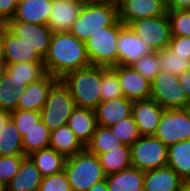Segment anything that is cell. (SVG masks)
Here are the masks:
<instances>
[{
  "label": "cell",
  "mask_w": 190,
  "mask_h": 191,
  "mask_svg": "<svg viewBox=\"0 0 190 191\" xmlns=\"http://www.w3.org/2000/svg\"><path fill=\"white\" fill-rule=\"evenodd\" d=\"M46 72L58 79L67 73L90 66L85 42L70 32L53 33L46 57Z\"/></svg>",
  "instance_id": "6da1fadb"
},
{
  "label": "cell",
  "mask_w": 190,
  "mask_h": 191,
  "mask_svg": "<svg viewBox=\"0 0 190 191\" xmlns=\"http://www.w3.org/2000/svg\"><path fill=\"white\" fill-rule=\"evenodd\" d=\"M68 87L76 107L94 110L101 102V66L90 65L61 78Z\"/></svg>",
  "instance_id": "7a4b0ae2"
},
{
  "label": "cell",
  "mask_w": 190,
  "mask_h": 191,
  "mask_svg": "<svg viewBox=\"0 0 190 191\" xmlns=\"http://www.w3.org/2000/svg\"><path fill=\"white\" fill-rule=\"evenodd\" d=\"M117 19V1L103 0L95 4L84 5L69 32L85 42L92 34L111 26Z\"/></svg>",
  "instance_id": "3957f363"
},
{
  "label": "cell",
  "mask_w": 190,
  "mask_h": 191,
  "mask_svg": "<svg viewBox=\"0 0 190 191\" xmlns=\"http://www.w3.org/2000/svg\"><path fill=\"white\" fill-rule=\"evenodd\" d=\"M64 172L72 191H88L95 183L106 179L98 156L86 149L66 159Z\"/></svg>",
  "instance_id": "277c9868"
},
{
  "label": "cell",
  "mask_w": 190,
  "mask_h": 191,
  "mask_svg": "<svg viewBox=\"0 0 190 191\" xmlns=\"http://www.w3.org/2000/svg\"><path fill=\"white\" fill-rule=\"evenodd\" d=\"M125 25L117 19L85 41L86 54L91 65L113 67L118 65L117 42Z\"/></svg>",
  "instance_id": "5b68a950"
},
{
  "label": "cell",
  "mask_w": 190,
  "mask_h": 191,
  "mask_svg": "<svg viewBox=\"0 0 190 191\" xmlns=\"http://www.w3.org/2000/svg\"><path fill=\"white\" fill-rule=\"evenodd\" d=\"M75 107L68 87L61 79H58L51 86L45 104L40 111L41 120L50 131L56 130L67 124Z\"/></svg>",
  "instance_id": "8992f818"
},
{
  "label": "cell",
  "mask_w": 190,
  "mask_h": 191,
  "mask_svg": "<svg viewBox=\"0 0 190 191\" xmlns=\"http://www.w3.org/2000/svg\"><path fill=\"white\" fill-rule=\"evenodd\" d=\"M130 150L134 168L147 171L167 166L168 147L154 135L140 136Z\"/></svg>",
  "instance_id": "52a82bcc"
},
{
  "label": "cell",
  "mask_w": 190,
  "mask_h": 191,
  "mask_svg": "<svg viewBox=\"0 0 190 191\" xmlns=\"http://www.w3.org/2000/svg\"><path fill=\"white\" fill-rule=\"evenodd\" d=\"M150 83V98L163 109L190 108V102L179 84L178 76L160 71Z\"/></svg>",
  "instance_id": "ba28073f"
},
{
  "label": "cell",
  "mask_w": 190,
  "mask_h": 191,
  "mask_svg": "<svg viewBox=\"0 0 190 191\" xmlns=\"http://www.w3.org/2000/svg\"><path fill=\"white\" fill-rule=\"evenodd\" d=\"M127 26L142 38L153 51L169 47L172 33L167 12L162 16L137 19Z\"/></svg>",
  "instance_id": "9c48e42d"
},
{
  "label": "cell",
  "mask_w": 190,
  "mask_h": 191,
  "mask_svg": "<svg viewBox=\"0 0 190 191\" xmlns=\"http://www.w3.org/2000/svg\"><path fill=\"white\" fill-rule=\"evenodd\" d=\"M167 147L190 139V108L164 109L154 134Z\"/></svg>",
  "instance_id": "30bf717a"
},
{
  "label": "cell",
  "mask_w": 190,
  "mask_h": 191,
  "mask_svg": "<svg viewBox=\"0 0 190 191\" xmlns=\"http://www.w3.org/2000/svg\"><path fill=\"white\" fill-rule=\"evenodd\" d=\"M5 25L13 35L33 47L43 59L46 57L53 35L47 25L25 21H7Z\"/></svg>",
  "instance_id": "8fae6325"
},
{
  "label": "cell",
  "mask_w": 190,
  "mask_h": 191,
  "mask_svg": "<svg viewBox=\"0 0 190 191\" xmlns=\"http://www.w3.org/2000/svg\"><path fill=\"white\" fill-rule=\"evenodd\" d=\"M118 19L127 26L141 18L162 16L166 13L165 0H117Z\"/></svg>",
  "instance_id": "7c38bea8"
},
{
  "label": "cell",
  "mask_w": 190,
  "mask_h": 191,
  "mask_svg": "<svg viewBox=\"0 0 190 191\" xmlns=\"http://www.w3.org/2000/svg\"><path fill=\"white\" fill-rule=\"evenodd\" d=\"M117 52L118 65L132 66L144 55L152 53L153 50L128 26H124L119 33Z\"/></svg>",
  "instance_id": "4fadbf2b"
},
{
  "label": "cell",
  "mask_w": 190,
  "mask_h": 191,
  "mask_svg": "<svg viewBox=\"0 0 190 191\" xmlns=\"http://www.w3.org/2000/svg\"><path fill=\"white\" fill-rule=\"evenodd\" d=\"M118 74L123 96L132 101L149 99L151 83L132 66L116 65L112 67Z\"/></svg>",
  "instance_id": "5bb4252c"
},
{
  "label": "cell",
  "mask_w": 190,
  "mask_h": 191,
  "mask_svg": "<svg viewBox=\"0 0 190 191\" xmlns=\"http://www.w3.org/2000/svg\"><path fill=\"white\" fill-rule=\"evenodd\" d=\"M163 111L151 98L133 101L132 115L141 136L155 134Z\"/></svg>",
  "instance_id": "9a60e30c"
},
{
  "label": "cell",
  "mask_w": 190,
  "mask_h": 191,
  "mask_svg": "<svg viewBox=\"0 0 190 191\" xmlns=\"http://www.w3.org/2000/svg\"><path fill=\"white\" fill-rule=\"evenodd\" d=\"M58 78L46 74L40 80L27 84L22 91L17 109L40 112L45 104L51 86Z\"/></svg>",
  "instance_id": "2e32d148"
},
{
  "label": "cell",
  "mask_w": 190,
  "mask_h": 191,
  "mask_svg": "<svg viewBox=\"0 0 190 191\" xmlns=\"http://www.w3.org/2000/svg\"><path fill=\"white\" fill-rule=\"evenodd\" d=\"M82 5L73 0H52V10L47 26L52 33L69 32Z\"/></svg>",
  "instance_id": "e0dca14e"
},
{
  "label": "cell",
  "mask_w": 190,
  "mask_h": 191,
  "mask_svg": "<svg viewBox=\"0 0 190 191\" xmlns=\"http://www.w3.org/2000/svg\"><path fill=\"white\" fill-rule=\"evenodd\" d=\"M186 182L169 166L144 171L143 191H182Z\"/></svg>",
  "instance_id": "ac0fdd59"
},
{
  "label": "cell",
  "mask_w": 190,
  "mask_h": 191,
  "mask_svg": "<svg viewBox=\"0 0 190 191\" xmlns=\"http://www.w3.org/2000/svg\"><path fill=\"white\" fill-rule=\"evenodd\" d=\"M133 101L123 97L101 101L94 109L97 125L109 127L132 115Z\"/></svg>",
  "instance_id": "d6986e66"
},
{
  "label": "cell",
  "mask_w": 190,
  "mask_h": 191,
  "mask_svg": "<svg viewBox=\"0 0 190 191\" xmlns=\"http://www.w3.org/2000/svg\"><path fill=\"white\" fill-rule=\"evenodd\" d=\"M3 55L6 64L20 62L44 61L37 51L23 41L22 38L13 35L5 25Z\"/></svg>",
  "instance_id": "ffe728a7"
},
{
  "label": "cell",
  "mask_w": 190,
  "mask_h": 191,
  "mask_svg": "<svg viewBox=\"0 0 190 191\" xmlns=\"http://www.w3.org/2000/svg\"><path fill=\"white\" fill-rule=\"evenodd\" d=\"M8 83L16 89H23L27 84L43 78L47 72L44 61L6 64Z\"/></svg>",
  "instance_id": "44dd1931"
},
{
  "label": "cell",
  "mask_w": 190,
  "mask_h": 191,
  "mask_svg": "<svg viewBox=\"0 0 190 191\" xmlns=\"http://www.w3.org/2000/svg\"><path fill=\"white\" fill-rule=\"evenodd\" d=\"M51 10L52 0H20L14 17L8 21L47 25Z\"/></svg>",
  "instance_id": "7402d4cb"
},
{
  "label": "cell",
  "mask_w": 190,
  "mask_h": 191,
  "mask_svg": "<svg viewBox=\"0 0 190 191\" xmlns=\"http://www.w3.org/2000/svg\"><path fill=\"white\" fill-rule=\"evenodd\" d=\"M42 179L43 176L36 165L26 156L18 173L7 184V191H38Z\"/></svg>",
  "instance_id": "603a6c76"
},
{
  "label": "cell",
  "mask_w": 190,
  "mask_h": 191,
  "mask_svg": "<svg viewBox=\"0 0 190 191\" xmlns=\"http://www.w3.org/2000/svg\"><path fill=\"white\" fill-rule=\"evenodd\" d=\"M67 125L84 146L90 141L98 126L94 110L80 107H75Z\"/></svg>",
  "instance_id": "cb8c5ba5"
},
{
  "label": "cell",
  "mask_w": 190,
  "mask_h": 191,
  "mask_svg": "<svg viewBox=\"0 0 190 191\" xmlns=\"http://www.w3.org/2000/svg\"><path fill=\"white\" fill-rule=\"evenodd\" d=\"M108 191H143L144 171L134 167L106 175Z\"/></svg>",
  "instance_id": "d4e9b609"
},
{
  "label": "cell",
  "mask_w": 190,
  "mask_h": 191,
  "mask_svg": "<svg viewBox=\"0 0 190 191\" xmlns=\"http://www.w3.org/2000/svg\"><path fill=\"white\" fill-rule=\"evenodd\" d=\"M49 147L64 155L66 158L85 149V146L67 124L51 131Z\"/></svg>",
  "instance_id": "484cf974"
},
{
  "label": "cell",
  "mask_w": 190,
  "mask_h": 191,
  "mask_svg": "<svg viewBox=\"0 0 190 191\" xmlns=\"http://www.w3.org/2000/svg\"><path fill=\"white\" fill-rule=\"evenodd\" d=\"M167 166L190 183V139L168 146Z\"/></svg>",
  "instance_id": "4316f807"
},
{
  "label": "cell",
  "mask_w": 190,
  "mask_h": 191,
  "mask_svg": "<svg viewBox=\"0 0 190 191\" xmlns=\"http://www.w3.org/2000/svg\"><path fill=\"white\" fill-rule=\"evenodd\" d=\"M28 157L36 165L43 177L64 171L67 159L50 147L33 152Z\"/></svg>",
  "instance_id": "83f0119b"
},
{
  "label": "cell",
  "mask_w": 190,
  "mask_h": 191,
  "mask_svg": "<svg viewBox=\"0 0 190 191\" xmlns=\"http://www.w3.org/2000/svg\"><path fill=\"white\" fill-rule=\"evenodd\" d=\"M100 165L106 175L132 167L130 145L98 155Z\"/></svg>",
  "instance_id": "f1b7e54d"
},
{
  "label": "cell",
  "mask_w": 190,
  "mask_h": 191,
  "mask_svg": "<svg viewBox=\"0 0 190 191\" xmlns=\"http://www.w3.org/2000/svg\"><path fill=\"white\" fill-rule=\"evenodd\" d=\"M123 145L124 143L112 133L109 127L98 125L85 149L98 156Z\"/></svg>",
  "instance_id": "f546056e"
},
{
  "label": "cell",
  "mask_w": 190,
  "mask_h": 191,
  "mask_svg": "<svg viewBox=\"0 0 190 191\" xmlns=\"http://www.w3.org/2000/svg\"><path fill=\"white\" fill-rule=\"evenodd\" d=\"M24 155L22 136L12 119L0 132V156Z\"/></svg>",
  "instance_id": "4dcf8cb0"
},
{
  "label": "cell",
  "mask_w": 190,
  "mask_h": 191,
  "mask_svg": "<svg viewBox=\"0 0 190 191\" xmlns=\"http://www.w3.org/2000/svg\"><path fill=\"white\" fill-rule=\"evenodd\" d=\"M51 131L40 120L35 127L27 132L22 138L24 155L28 156L33 152L49 148Z\"/></svg>",
  "instance_id": "1f68e13d"
},
{
  "label": "cell",
  "mask_w": 190,
  "mask_h": 191,
  "mask_svg": "<svg viewBox=\"0 0 190 191\" xmlns=\"http://www.w3.org/2000/svg\"><path fill=\"white\" fill-rule=\"evenodd\" d=\"M158 59L160 71L169 72L176 76L190 68V60L177 55L169 47L158 51Z\"/></svg>",
  "instance_id": "d6a6232c"
},
{
  "label": "cell",
  "mask_w": 190,
  "mask_h": 191,
  "mask_svg": "<svg viewBox=\"0 0 190 191\" xmlns=\"http://www.w3.org/2000/svg\"><path fill=\"white\" fill-rule=\"evenodd\" d=\"M101 101H108L123 97L118 74L112 67L101 66Z\"/></svg>",
  "instance_id": "836d02e7"
},
{
  "label": "cell",
  "mask_w": 190,
  "mask_h": 191,
  "mask_svg": "<svg viewBox=\"0 0 190 191\" xmlns=\"http://www.w3.org/2000/svg\"><path fill=\"white\" fill-rule=\"evenodd\" d=\"M22 91L23 89H16L8 83V72L6 71L0 81V110L8 112L16 110Z\"/></svg>",
  "instance_id": "e575fe53"
},
{
  "label": "cell",
  "mask_w": 190,
  "mask_h": 191,
  "mask_svg": "<svg viewBox=\"0 0 190 191\" xmlns=\"http://www.w3.org/2000/svg\"><path fill=\"white\" fill-rule=\"evenodd\" d=\"M112 133L124 144L132 145L141 135L133 115L109 126Z\"/></svg>",
  "instance_id": "d590c367"
},
{
  "label": "cell",
  "mask_w": 190,
  "mask_h": 191,
  "mask_svg": "<svg viewBox=\"0 0 190 191\" xmlns=\"http://www.w3.org/2000/svg\"><path fill=\"white\" fill-rule=\"evenodd\" d=\"M172 36H190V9L167 10Z\"/></svg>",
  "instance_id": "8d00e7d4"
},
{
  "label": "cell",
  "mask_w": 190,
  "mask_h": 191,
  "mask_svg": "<svg viewBox=\"0 0 190 191\" xmlns=\"http://www.w3.org/2000/svg\"><path fill=\"white\" fill-rule=\"evenodd\" d=\"M10 115L22 138L41 120L40 112L36 111L16 109Z\"/></svg>",
  "instance_id": "74e56055"
},
{
  "label": "cell",
  "mask_w": 190,
  "mask_h": 191,
  "mask_svg": "<svg viewBox=\"0 0 190 191\" xmlns=\"http://www.w3.org/2000/svg\"><path fill=\"white\" fill-rule=\"evenodd\" d=\"M132 67L151 82L160 72L158 51L144 55Z\"/></svg>",
  "instance_id": "f35d334b"
},
{
  "label": "cell",
  "mask_w": 190,
  "mask_h": 191,
  "mask_svg": "<svg viewBox=\"0 0 190 191\" xmlns=\"http://www.w3.org/2000/svg\"><path fill=\"white\" fill-rule=\"evenodd\" d=\"M25 155L0 156V181L8 184L18 173Z\"/></svg>",
  "instance_id": "ab89813d"
},
{
  "label": "cell",
  "mask_w": 190,
  "mask_h": 191,
  "mask_svg": "<svg viewBox=\"0 0 190 191\" xmlns=\"http://www.w3.org/2000/svg\"><path fill=\"white\" fill-rule=\"evenodd\" d=\"M38 191H72L64 171L43 177Z\"/></svg>",
  "instance_id": "60d3db41"
},
{
  "label": "cell",
  "mask_w": 190,
  "mask_h": 191,
  "mask_svg": "<svg viewBox=\"0 0 190 191\" xmlns=\"http://www.w3.org/2000/svg\"><path fill=\"white\" fill-rule=\"evenodd\" d=\"M169 48L177 55L190 60V36H172Z\"/></svg>",
  "instance_id": "b9f144b4"
},
{
  "label": "cell",
  "mask_w": 190,
  "mask_h": 191,
  "mask_svg": "<svg viewBox=\"0 0 190 191\" xmlns=\"http://www.w3.org/2000/svg\"><path fill=\"white\" fill-rule=\"evenodd\" d=\"M18 0H0V23H6L15 15Z\"/></svg>",
  "instance_id": "7bdbcfd3"
},
{
  "label": "cell",
  "mask_w": 190,
  "mask_h": 191,
  "mask_svg": "<svg viewBox=\"0 0 190 191\" xmlns=\"http://www.w3.org/2000/svg\"><path fill=\"white\" fill-rule=\"evenodd\" d=\"M166 10L190 9V0H165Z\"/></svg>",
  "instance_id": "ee69618b"
},
{
  "label": "cell",
  "mask_w": 190,
  "mask_h": 191,
  "mask_svg": "<svg viewBox=\"0 0 190 191\" xmlns=\"http://www.w3.org/2000/svg\"><path fill=\"white\" fill-rule=\"evenodd\" d=\"M179 84L190 102V68L178 76Z\"/></svg>",
  "instance_id": "f6af8a7d"
},
{
  "label": "cell",
  "mask_w": 190,
  "mask_h": 191,
  "mask_svg": "<svg viewBox=\"0 0 190 191\" xmlns=\"http://www.w3.org/2000/svg\"><path fill=\"white\" fill-rule=\"evenodd\" d=\"M5 23H0V63H5L3 55Z\"/></svg>",
  "instance_id": "bcb514c9"
},
{
  "label": "cell",
  "mask_w": 190,
  "mask_h": 191,
  "mask_svg": "<svg viewBox=\"0 0 190 191\" xmlns=\"http://www.w3.org/2000/svg\"><path fill=\"white\" fill-rule=\"evenodd\" d=\"M11 119L10 112L0 110V132L2 129H4L5 125L8 123V121Z\"/></svg>",
  "instance_id": "7dc6e473"
},
{
  "label": "cell",
  "mask_w": 190,
  "mask_h": 191,
  "mask_svg": "<svg viewBox=\"0 0 190 191\" xmlns=\"http://www.w3.org/2000/svg\"><path fill=\"white\" fill-rule=\"evenodd\" d=\"M88 191H108L106 180L95 183Z\"/></svg>",
  "instance_id": "c3c4849f"
},
{
  "label": "cell",
  "mask_w": 190,
  "mask_h": 191,
  "mask_svg": "<svg viewBox=\"0 0 190 191\" xmlns=\"http://www.w3.org/2000/svg\"><path fill=\"white\" fill-rule=\"evenodd\" d=\"M73 1H76L77 3L84 6V5L95 4V3L101 2L103 0H73Z\"/></svg>",
  "instance_id": "681fc988"
},
{
  "label": "cell",
  "mask_w": 190,
  "mask_h": 191,
  "mask_svg": "<svg viewBox=\"0 0 190 191\" xmlns=\"http://www.w3.org/2000/svg\"><path fill=\"white\" fill-rule=\"evenodd\" d=\"M6 72V63H0V81Z\"/></svg>",
  "instance_id": "f907efd6"
},
{
  "label": "cell",
  "mask_w": 190,
  "mask_h": 191,
  "mask_svg": "<svg viewBox=\"0 0 190 191\" xmlns=\"http://www.w3.org/2000/svg\"><path fill=\"white\" fill-rule=\"evenodd\" d=\"M0 191H7V184L0 181Z\"/></svg>",
  "instance_id": "816d5d0a"
},
{
  "label": "cell",
  "mask_w": 190,
  "mask_h": 191,
  "mask_svg": "<svg viewBox=\"0 0 190 191\" xmlns=\"http://www.w3.org/2000/svg\"><path fill=\"white\" fill-rule=\"evenodd\" d=\"M182 191H190V183H185Z\"/></svg>",
  "instance_id": "f5cc1de1"
}]
</instances>
